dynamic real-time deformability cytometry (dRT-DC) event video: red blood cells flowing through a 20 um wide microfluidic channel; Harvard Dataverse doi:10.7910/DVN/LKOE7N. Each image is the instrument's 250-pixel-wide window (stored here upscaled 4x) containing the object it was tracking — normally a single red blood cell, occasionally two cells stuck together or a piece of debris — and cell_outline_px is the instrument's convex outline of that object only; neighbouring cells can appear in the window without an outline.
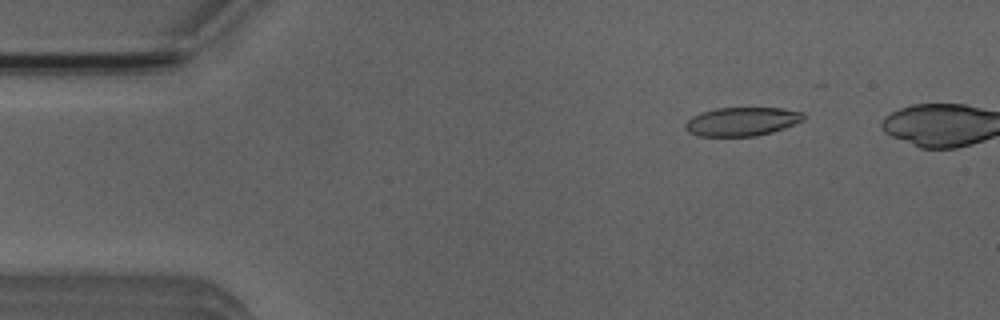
{"species": "Egyptian fruit bat (a non-hibernating species)", "species_latin": "Rousettus aegyptiacus", "temperature_condition": "room temperature", "stored_images_in_passage": 42, "camera_frame_rate_fps": 3000, "um_per_image_px": 0.085, "animal": {"sex": "male"}, "frame": {"image": 1, "passage_image": 3, "time_ms": 0.667, "image_size_px": [1000, 320], "cell_outline_px": [[804, 120], [784, 128], [772, 132], [756, 136], [700, 136], [688, 132], [684, 128], [684, 124], [692, 116], [700, 112], [716, 108], [784, 108], [804, 112]], "centroid_in_image_um": [63.05, 10.33], "position_along_channel_um": 21.9, "area_um2": 19.88}}
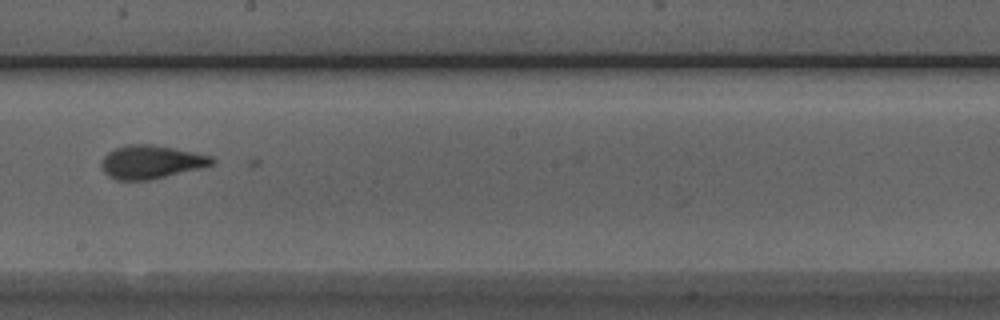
{"frame": {"image": 2, "passage_image": 25, "time_ms": 8.0, "image_size_px": [1000, 320], "cell_outline_px": [[216, 160], [212, 164], [148, 180], [116, 180], [108, 176], [104, 172], [100, 164], [100, 160], [108, 152], [116, 148], [128, 144], [152, 144], [212, 156]], "centroid_in_image_um": [12.76, 13.76], "position_along_channel_um": 235.4, "area_um2": 21.1}}
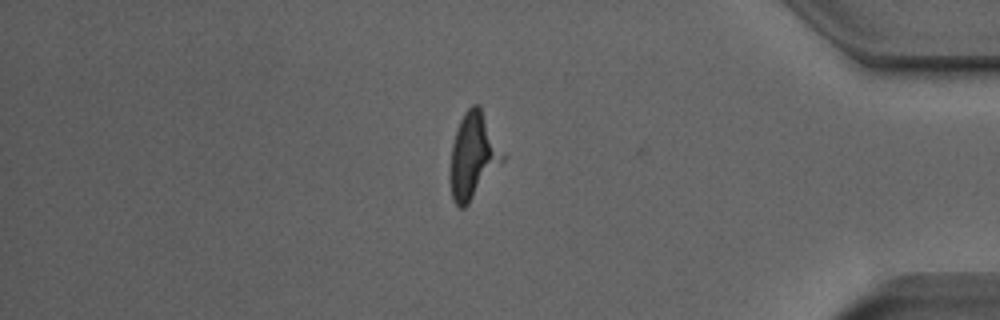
{"frame": {"image": 3, "passage_image": 40, "time_ms": 13.0, "image_size_px": [1000, 320], "cell_outline_px": [[508, 156], [468, 204], [464, 208], [460, 208], [452, 200], [448, 180], [448, 176], [452, 144], [456, 128], [464, 112], [472, 104], [480, 104]], "centroid_in_image_um": [40.23, 13.22], "position_along_channel_um": 395.0, "area_um2": 27.22}}